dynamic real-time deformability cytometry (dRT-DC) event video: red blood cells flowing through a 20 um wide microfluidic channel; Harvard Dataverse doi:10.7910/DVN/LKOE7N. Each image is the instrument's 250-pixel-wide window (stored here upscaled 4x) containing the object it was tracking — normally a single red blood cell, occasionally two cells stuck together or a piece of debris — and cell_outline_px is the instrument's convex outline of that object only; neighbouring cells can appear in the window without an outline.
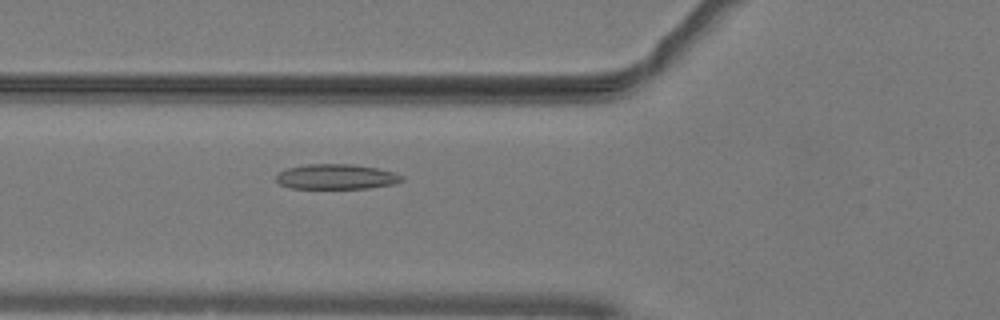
{"species": "common noctule bat (a hibernating species)", "species_latin": "Nyctalus noctula", "temperature_condition": "warm", "stored_images_in_passage": 44, "camera_frame_rate_fps": 3000, "um_per_image_px": 0.085, "animal": {"sex": "male", "body_mass_g": 19.2, "forearm_length_mm": 51.8}, "frame": {"image": 1, "passage_image": 12, "time_ms": 3.667, "image_size_px": [1000, 320], "cell_outline_px": [[404, 180], [392, 184], [368, 188], [292, 188], [280, 184], [276, 180], [276, 176], [280, 172], [288, 168], [308, 164], [352, 164], [376, 168], [392, 172], [404, 176]], "centroid_in_image_um": [28.59, 15.02], "position_along_channel_um": 97.2, "area_um2": 18.15}}
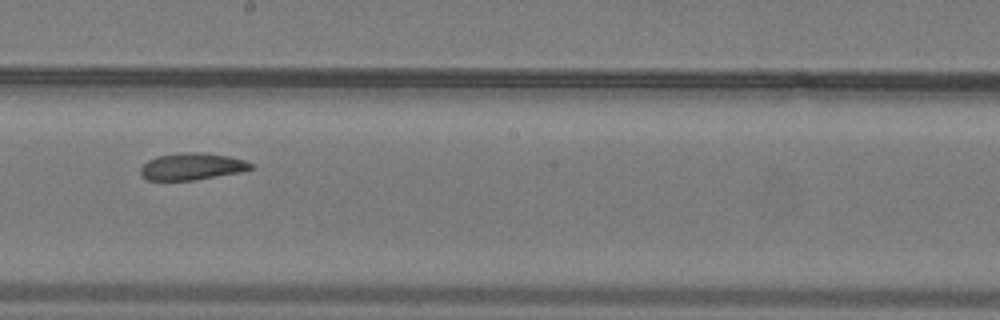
{"frame": {"image": 2, "passage_image": 22, "time_ms": 7.0, "image_size_px": [1000, 320], "cell_outline_px": [[252, 168], [240, 172], [192, 180], [148, 180], [140, 176], [140, 168], [148, 160], [156, 156], [180, 152], [204, 152], [228, 156], [244, 160], [252, 164]], "centroid_in_image_um": [16.26, 14.14], "position_along_channel_um": 231.9, "area_um2": 17.28}}
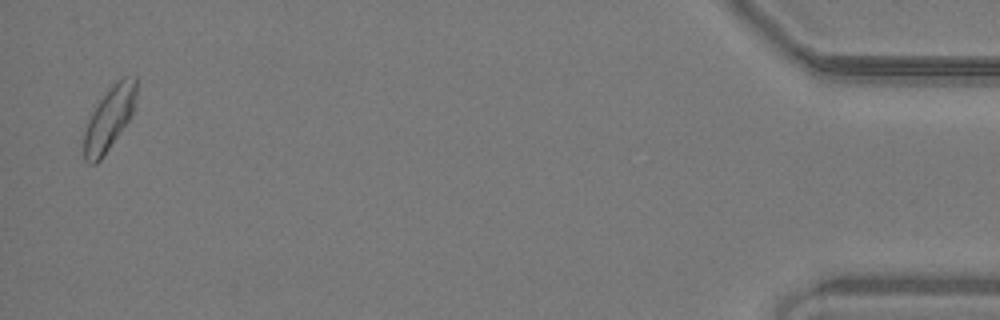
{"frame": {"image": 3, "passage_image": 43, "time_ms": 14.0, "image_size_px": [1000, 320], "cell_outline_px": [[136, 104], [128, 120], [100, 160], [96, 164], [88, 164], [84, 160], [84, 132], [88, 120], [92, 112], [108, 88], [112, 84], [124, 76], [136, 76]], "centroid_in_image_um": [9.28, 10.05], "position_along_channel_um": 425.9, "area_um2": 19.07}, "authors_computed_cell_mechanics": {"area_um2": 18.0914, "velocity_mm_per_s": 4.0218, "shape_relaxation_time_tau1_ms": null, "shape_relaxation_time_tau2_ms": 3.9596, "deformation_change_tau1": null, "deformation_change_tau2": 0.0828}}